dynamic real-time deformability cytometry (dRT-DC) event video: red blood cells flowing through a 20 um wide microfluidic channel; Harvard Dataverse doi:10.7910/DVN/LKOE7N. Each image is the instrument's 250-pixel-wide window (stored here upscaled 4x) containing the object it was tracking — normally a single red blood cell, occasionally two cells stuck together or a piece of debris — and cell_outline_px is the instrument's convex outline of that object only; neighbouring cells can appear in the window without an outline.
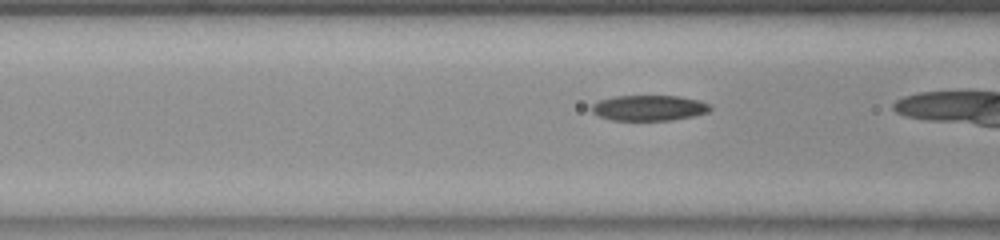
{"species": "common noctule bat (a hibernating species)", "species_latin": "Nyctalus noctula", "temperature_condition": "room temperature", "stored_images_in_passage": 21, "camera_frame_rate_fps": 3000, "um_per_image_px": 0.085, "animal": {"sex": "female", "body_mass_g": 23.0, "forearm_length_mm": 53.4}, "frame": {"image": 1, "passage_image": 15, "time_ms": 4.667, "image_size_px": [1000, 240], "cell_outline_px": [[712, 108], [708, 112], [692, 116], [672, 120], [612, 120], [600, 116], [592, 112], [592, 104], [600, 100], [612, 96], [680, 96], [700, 100], [708, 104]], "centroid_in_image_um": [55.17, 9.17], "position_along_channel_um": 111.4, "area_um2": 17.57}}